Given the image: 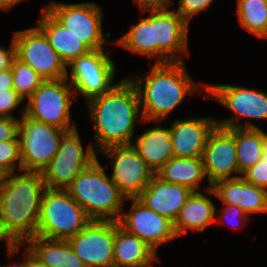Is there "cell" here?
I'll return each mask as SVG.
<instances>
[{
    "label": "cell",
    "instance_id": "1",
    "mask_svg": "<svg viewBox=\"0 0 267 267\" xmlns=\"http://www.w3.org/2000/svg\"><path fill=\"white\" fill-rule=\"evenodd\" d=\"M93 121L96 149L132 144L137 119H143L139 95L130 77H125L103 95L86 101ZM140 116V117H139Z\"/></svg>",
    "mask_w": 267,
    "mask_h": 267
},
{
    "label": "cell",
    "instance_id": "2",
    "mask_svg": "<svg viewBox=\"0 0 267 267\" xmlns=\"http://www.w3.org/2000/svg\"><path fill=\"white\" fill-rule=\"evenodd\" d=\"M192 79L184 61L154 63L144 77L130 78L139 95L144 121H164L188 94L203 93Z\"/></svg>",
    "mask_w": 267,
    "mask_h": 267
},
{
    "label": "cell",
    "instance_id": "3",
    "mask_svg": "<svg viewBox=\"0 0 267 267\" xmlns=\"http://www.w3.org/2000/svg\"><path fill=\"white\" fill-rule=\"evenodd\" d=\"M8 174L0 188V218L5 230L18 243L36 236L46 184L41 172Z\"/></svg>",
    "mask_w": 267,
    "mask_h": 267
},
{
    "label": "cell",
    "instance_id": "4",
    "mask_svg": "<svg viewBox=\"0 0 267 267\" xmlns=\"http://www.w3.org/2000/svg\"><path fill=\"white\" fill-rule=\"evenodd\" d=\"M67 193L83 208L91 220L118 221L123 200L127 198L105 173V167L95 160L66 188Z\"/></svg>",
    "mask_w": 267,
    "mask_h": 267
},
{
    "label": "cell",
    "instance_id": "5",
    "mask_svg": "<svg viewBox=\"0 0 267 267\" xmlns=\"http://www.w3.org/2000/svg\"><path fill=\"white\" fill-rule=\"evenodd\" d=\"M90 218L65 189L46 188L36 235L47 239L67 240L81 231Z\"/></svg>",
    "mask_w": 267,
    "mask_h": 267
},
{
    "label": "cell",
    "instance_id": "6",
    "mask_svg": "<svg viewBox=\"0 0 267 267\" xmlns=\"http://www.w3.org/2000/svg\"><path fill=\"white\" fill-rule=\"evenodd\" d=\"M18 120V138L22 171L42 172L58 151L68 130L35 121L25 115Z\"/></svg>",
    "mask_w": 267,
    "mask_h": 267
},
{
    "label": "cell",
    "instance_id": "7",
    "mask_svg": "<svg viewBox=\"0 0 267 267\" xmlns=\"http://www.w3.org/2000/svg\"><path fill=\"white\" fill-rule=\"evenodd\" d=\"M66 78L44 80L28 98L25 115L29 118L64 130L76 129L71 123L70 107L76 94Z\"/></svg>",
    "mask_w": 267,
    "mask_h": 267
},
{
    "label": "cell",
    "instance_id": "8",
    "mask_svg": "<svg viewBox=\"0 0 267 267\" xmlns=\"http://www.w3.org/2000/svg\"><path fill=\"white\" fill-rule=\"evenodd\" d=\"M90 144L85 152L77 128L67 131L49 164L41 172L47 188L65 189L83 170L95 160L97 153Z\"/></svg>",
    "mask_w": 267,
    "mask_h": 267
},
{
    "label": "cell",
    "instance_id": "9",
    "mask_svg": "<svg viewBox=\"0 0 267 267\" xmlns=\"http://www.w3.org/2000/svg\"><path fill=\"white\" fill-rule=\"evenodd\" d=\"M204 97L216 98L224 107L231 110L234 115L229 119L216 120V126L231 128H260L246 121L238 123L240 117L252 119H267V93L261 90L248 89L242 86L223 84H204Z\"/></svg>",
    "mask_w": 267,
    "mask_h": 267
},
{
    "label": "cell",
    "instance_id": "10",
    "mask_svg": "<svg viewBox=\"0 0 267 267\" xmlns=\"http://www.w3.org/2000/svg\"><path fill=\"white\" fill-rule=\"evenodd\" d=\"M67 66L71 71L70 74L67 72L66 79L71 78L74 93L82 95L86 101L103 95L115 85L112 82L116 67L103 49L91 50L73 59Z\"/></svg>",
    "mask_w": 267,
    "mask_h": 267
},
{
    "label": "cell",
    "instance_id": "11",
    "mask_svg": "<svg viewBox=\"0 0 267 267\" xmlns=\"http://www.w3.org/2000/svg\"><path fill=\"white\" fill-rule=\"evenodd\" d=\"M13 41L15 57L29 65L43 80L66 78L67 65L38 26L16 31Z\"/></svg>",
    "mask_w": 267,
    "mask_h": 267
},
{
    "label": "cell",
    "instance_id": "12",
    "mask_svg": "<svg viewBox=\"0 0 267 267\" xmlns=\"http://www.w3.org/2000/svg\"><path fill=\"white\" fill-rule=\"evenodd\" d=\"M61 25L91 50L103 49V11L96 3H61L51 1L44 7Z\"/></svg>",
    "mask_w": 267,
    "mask_h": 267
},
{
    "label": "cell",
    "instance_id": "13",
    "mask_svg": "<svg viewBox=\"0 0 267 267\" xmlns=\"http://www.w3.org/2000/svg\"><path fill=\"white\" fill-rule=\"evenodd\" d=\"M100 153L110 159V178L127 199L137 198L155 175L132 144L113 145Z\"/></svg>",
    "mask_w": 267,
    "mask_h": 267
},
{
    "label": "cell",
    "instance_id": "14",
    "mask_svg": "<svg viewBox=\"0 0 267 267\" xmlns=\"http://www.w3.org/2000/svg\"><path fill=\"white\" fill-rule=\"evenodd\" d=\"M67 241L85 267H113V220H90Z\"/></svg>",
    "mask_w": 267,
    "mask_h": 267
},
{
    "label": "cell",
    "instance_id": "15",
    "mask_svg": "<svg viewBox=\"0 0 267 267\" xmlns=\"http://www.w3.org/2000/svg\"><path fill=\"white\" fill-rule=\"evenodd\" d=\"M167 5L153 6V34L157 45V63L184 61L188 54L189 23Z\"/></svg>",
    "mask_w": 267,
    "mask_h": 267
},
{
    "label": "cell",
    "instance_id": "16",
    "mask_svg": "<svg viewBox=\"0 0 267 267\" xmlns=\"http://www.w3.org/2000/svg\"><path fill=\"white\" fill-rule=\"evenodd\" d=\"M202 159L205 175L208 177V189L219 180L241 177L234 128L215 126L207 138ZM234 172L239 176H232Z\"/></svg>",
    "mask_w": 267,
    "mask_h": 267
},
{
    "label": "cell",
    "instance_id": "17",
    "mask_svg": "<svg viewBox=\"0 0 267 267\" xmlns=\"http://www.w3.org/2000/svg\"><path fill=\"white\" fill-rule=\"evenodd\" d=\"M132 202L130 211L122 212L118 223L131 234L141 238L156 253L157 247L176 238L173 222L144 205L138 198Z\"/></svg>",
    "mask_w": 267,
    "mask_h": 267
},
{
    "label": "cell",
    "instance_id": "18",
    "mask_svg": "<svg viewBox=\"0 0 267 267\" xmlns=\"http://www.w3.org/2000/svg\"><path fill=\"white\" fill-rule=\"evenodd\" d=\"M216 126L210 117L175 120L170 128L176 158L202 157L207 138Z\"/></svg>",
    "mask_w": 267,
    "mask_h": 267
},
{
    "label": "cell",
    "instance_id": "19",
    "mask_svg": "<svg viewBox=\"0 0 267 267\" xmlns=\"http://www.w3.org/2000/svg\"><path fill=\"white\" fill-rule=\"evenodd\" d=\"M208 195H215L223 204L241 208L249 217L251 213L267 212V190L246 182L242 177L222 179L211 185Z\"/></svg>",
    "mask_w": 267,
    "mask_h": 267
},
{
    "label": "cell",
    "instance_id": "20",
    "mask_svg": "<svg viewBox=\"0 0 267 267\" xmlns=\"http://www.w3.org/2000/svg\"><path fill=\"white\" fill-rule=\"evenodd\" d=\"M192 192L188 187L164 182L154 175L137 198L151 210L174 222Z\"/></svg>",
    "mask_w": 267,
    "mask_h": 267
},
{
    "label": "cell",
    "instance_id": "21",
    "mask_svg": "<svg viewBox=\"0 0 267 267\" xmlns=\"http://www.w3.org/2000/svg\"><path fill=\"white\" fill-rule=\"evenodd\" d=\"M157 253L114 221L113 267H153Z\"/></svg>",
    "mask_w": 267,
    "mask_h": 267
},
{
    "label": "cell",
    "instance_id": "22",
    "mask_svg": "<svg viewBox=\"0 0 267 267\" xmlns=\"http://www.w3.org/2000/svg\"><path fill=\"white\" fill-rule=\"evenodd\" d=\"M38 27L48 38L51 47L68 65L73 59L91 51L82 41L61 25L45 8H42Z\"/></svg>",
    "mask_w": 267,
    "mask_h": 267
},
{
    "label": "cell",
    "instance_id": "23",
    "mask_svg": "<svg viewBox=\"0 0 267 267\" xmlns=\"http://www.w3.org/2000/svg\"><path fill=\"white\" fill-rule=\"evenodd\" d=\"M132 146L154 174L174 157L170 128L158 126L148 129L135 138Z\"/></svg>",
    "mask_w": 267,
    "mask_h": 267
},
{
    "label": "cell",
    "instance_id": "24",
    "mask_svg": "<svg viewBox=\"0 0 267 267\" xmlns=\"http://www.w3.org/2000/svg\"><path fill=\"white\" fill-rule=\"evenodd\" d=\"M215 213L216 207L208 196L200 191L192 192L173 222L177 237L187 229L203 231L212 222H217Z\"/></svg>",
    "mask_w": 267,
    "mask_h": 267
},
{
    "label": "cell",
    "instance_id": "25",
    "mask_svg": "<svg viewBox=\"0 0 267 267\" xmlns=\"http://www.w3.org/2000/svg\"><path fill=\"white\" fill-rule=\"evenodd\" d=\"M43 264L49 267H85L67 240L34 236L23 244Z\"/></svg>",
    "mask_w": 267,
    "mask_h": 267
},
{
    "label": "cell",
    "instance_id": "26",
    "mask_svg": "<svg viewBox=\"0 0 267 267\" xmlns=\"http://www.w3.org/2000/svg\"><path fill=\"white\" fill-rule=\"evenodd\" d=\"M155 175L171 184L188 187L198 192L200 182L206 177L202 157H172Z\"/></svg>",
    "mask_w": 267,
    "mask_h": 267
},
{
    "label": "cell",
    "instance_id": "27",
    "mask_svg": "<svg viewBox=\"0 0 267 267\" xmlns=\"http://www.w3.org/2000/svg\"><path fill=\"white\" fill-rule=\"evenodd\" d=\"M141 12L150 11L149 16L140 18L139 22L131 25L130 30L126 34H122V38L116 41L121 47L139 53L147 57H154L157 63V45L154 43L153 34V6L139 7Z\"/></svg>",
    "mask_w": 267,
    "mask_h": 267
},
{
    "label": "cell",
    "instance_id": "28",
    "mask_svg": "<svg viewBox=\"0 0 267 267\" xmlns=\"http://www.w3.org/2000/svg\"><path fill=\"white\" fill-rule=\"evenodd\" d=\"M240 175L261 159L267 133L261 128H234Z\"/></svg>",
    "mask_w": 267,
    "mask_h": 267
},
{
    "label": "cell",
    "instance_id": "29",
    "mask_svg": "<svg viewBox=\"0 0 267 267\" xmlns=\"http://www.w3.org/2000/svg\"><path fill=\"white\" fill-rule=\"evenodd\" d=\"M241 27L259 38H267V0H237Z\"/></svg>",
    "mask_w": 267,
    "mask_h": 267
},
{
    "label": "cell",
    "instance_id": "30",
    "mask_svg": "<svg viewBox=\"0 0 267 267\" xmlns=\"http://www.w3.org/2000/svg\"><path fill=\"white\" fill-rule=\"evenodd\" d=\"M11 70L14 90L23 100L28 99L44 81L29 65L21 62L16 57L11 63Z\"/></svg>",
    "mask_w": 267,
    "mask_h": 267
},
{
    "label": "cell",
    "instance_id": "31",
    "mask_svg": "<svg viewBox=\"0 0 267 267\" xmlns=\"http://www.w3.org/2000/svg\"><path fill=\"white\" fill-rule=\"evenodd\" d=\"M0 168L8 174L16 172V168L22 171L19 140L0 142Z\"/></svg>",
    "mask_w": 267,
    "mask_h": 267
},
{
    "label": "cell",
    "instance_id": "32",
    "mask_svg": "<svg viewBox=\"0 0 267 267\" xmlns=\"http://www.w3.org/2000/svg\"><path fill=\"white\" fill-rule=\"evenodd\" d=\"M241 177L246 182L267 190V140L263 147L261 159L244 171Z\"/></svg>",
    "mask_w": 267,
    "mask_h": 267
},
{
    "label": "cell",
    "instance_id": "33",
    "mask_svg": "<svg viewBox=\"0 0 267 267\" xmlns=\"http://www.w3.org/2000/svg\"><path fill=\"white\" fill-rule=\"evenodd\" d=\"M214 0H179L177 12L188 23L197 13L207 9Z\"/></svg>",
    "mask_w": 267,
    "mask_h": 267
},
{
    "label": "cell",
    "instance_id": "34",
    "mask_svg": "<svg viewBox=\"0 0 267 267\" xmlns=\"http://www.w3.org/2000/svg\"><path fill=\"white\" fill-rule=\"evenodd\" d=\"M23 101L14 89L0 92V116L16 118L11 112Z\"/></svg>",
    "mask_w": 267,
    "mask_h": 267
},
{
    "label": "cell",
    "instance_id": "35",
    "mask_svg": "<svg viewBox=\"0 0 267 267\" xmlns=\"http://www.w3.org/2000/svg\"><path fill=\"white\" fill-rule=\"evenodd\" d=\"M224 205H225V208L222 209V214L220 216L221 219H219L218 222L221 221L222 223H225L226 221H228V223L232 224L234 228L236 226H240V225H243V223L248 222L249 217L244 213V211L241 208L233 204H224Z\"/></svg>",
    "mask_w": 267,
    "mask_h": 267
},
{
    "label": "cell",
    "instance_id": "36",
    "mask_svg": "<svg viewBox=\"0 0 267 267\" xmlns=\"http://www.w3.org/2000/svg\"><path fill=\"white\" fill-rule=\"evenodd\" d=\"M17 118L0 116V142L19 140Z\"/></svg>",
    "mask_w": 267,
    "mask_h": 267
},
{
    "label": "cell",
    "instance_id": "37",
    "mask_svg": "<svg viewBox=\"0 0 267 267\" xmlns=\"http://www.w3.org/2000/svg\"><path fill=\"white\" fill-rule=\"evenodd\" d=\"M11 42L8 50L0 46V71L11 68V63L15 58V43L13 39Z\"/></svg>",
    "mask_w": 267,
    "mask_h": 267
},
{
    "label": "cell",
    "instance_id": "38",
    "mask_svg": "<svg viewBox=\"0 0 267 267\" xmlns=\"http://www.w3.org/2000/svg\"><path fill=\"white\" fill-rule=\"evenodd\" d=\"M6 239L7 242V252L9 257L14 255L15 252H18L21 249L22 244H18L12 236L5 230L3 220L0 218V241Z\"/></svg>",
    "mask_w": 267,
    "mask_h": 267
},
{
    "label": "cell",
    "instance_id": "39",
    "mask_svg": "<svg viewBox=\"0 0 267 267\" xmlns=\"http://www.w3.org/2000/svg\"><path fill=\"white\" fill-rule=\"evenodd\" d=\"M13 87V73L11 68L0 71V92L12 90Z\"/></svg>",
    "mask_w": 267,
    "mask_h": 267
},
{
    "label": "cell",
    "instance_id": "40",
    "mask_svg": "<svg viewBox=\"0 0 267 267\" xmlns=\"http://www.w3.org/2000/svg\"><path fill=\"white\" fill-rule=\"evenodd\" d=\"M22 255L26 258L25 267H49L41 263L28 249Z\"/></svg>",
    "mask_w": 267,
    "mask_h": 267
},
{
    "label": "cell",
    "instance_id": "41",
    "mask_svg": "<svg viewBox=\"0 0 267 267\" xmlns=\"http://www.w3.org/2000/svg\"><path fill=\"white\" fill-rule=\"evenodd\" d=\"M173 0H134V3L141 6H157V5H167L170 6Z\"/></svg>",
    "mask_w": 267,
    "mask_h": 267
},
{
    "label": "cell",
    "instance_id": "42",
    "mask_svg": "<svg viewBox=\"0 0 267 267\" xmlns=\"http://www.w3.org/2000/svg\"><path fill=\"white\" fill-rule=\"evenodd\" d=\"M22 1L23 0H0V11L10 10L11 7Z\"/></svg>",
    "mask_w": 267,
    "mask_h": 267
},
{
    "label": "cell",
    "instance_id": "43",
    "mask_svg": "<svg viewBox=\"0 0 267 267\" xmlns=\"http://www.w3.org/2000/svg\"><path fill=\"white\" fill-rule=\"evenodd\" d=\"M8 173L0 168V188L5 183Z\"/></svg>",
    "mask_w": 267,
    "mask_h": 267
},
{
    "label": "cell",
    "instance_id": "44",
    "mask_svg": "<svg viewBox=\"0 0 267 267\" xmlns=\"http://www.w3.org/2000/svg\"><path fill=\"white\" fill-rule=\"evenodd\" d=\"M0 267H2V266L0 265ZM3 267H5V266H3ZM8 267H25V260L21 263H18V264L15 263V264H12L11 266L9 265Z\"/></svg>",
    "mask_w": 267,
    "mask_h": 267
}]
</instances>
